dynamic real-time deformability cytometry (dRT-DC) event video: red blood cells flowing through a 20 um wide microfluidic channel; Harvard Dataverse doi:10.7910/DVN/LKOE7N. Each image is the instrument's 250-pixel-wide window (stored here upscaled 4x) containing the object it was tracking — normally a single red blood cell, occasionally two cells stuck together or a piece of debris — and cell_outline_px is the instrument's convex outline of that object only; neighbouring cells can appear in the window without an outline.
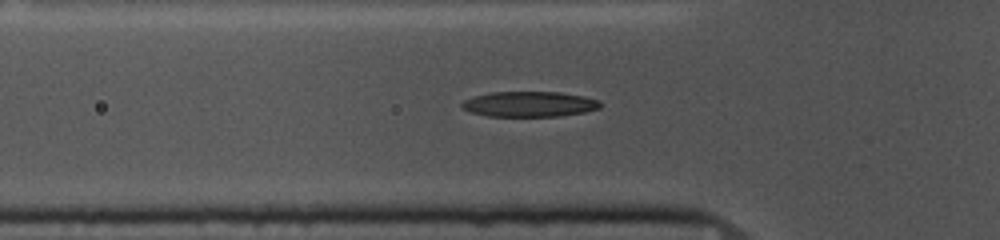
{"species": "common noctule bat (a hibernating species)", "species_latin": "Nyctalus noctula", "temperature_condition": "cold", "stored_images_in_passage": 40, "camera_frame_rate_fps": 3000, "um_per_image_px": 0.085, "animal": {"sex": "female", "body_mass_g": 10.0, "forearm_length_mm": 53.1}, "frame": {"image": 1, "passage_image": 9, "time_ms": 2.667, "image_size_px": [1000, 240], "cell_outline_px": [[600, 108], [584, 112], [560, 116], [488, 116], [472, 112], [460, 108], [460, 104], [464, 100], [476, 96], [492, 92], [560, 92], [584, 96], [600, 100]], "centroid_in_image_um": [45.0, 8.85], "position_along_channel_um": 80.8, "area_um2": 20.4}}
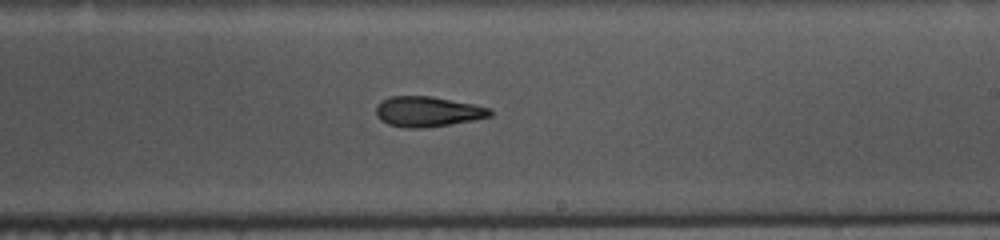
{"frame": {"image": 2, "passage_image": 23, "time_ms": 7.333, "image_size_px": [1000, 240], "cell_outline_px": [[492, 116], [476, 120], [420, 128], [404, 128], [388, 124], [380, 120], [376, 116], [376, 104], [380, 100], [392, 96], [432, 96], [492, 108]], "centroid_in_image_um": [36.33, 9.48], "position_along_channel_um": 252.7, "area_um2": 20.23}}
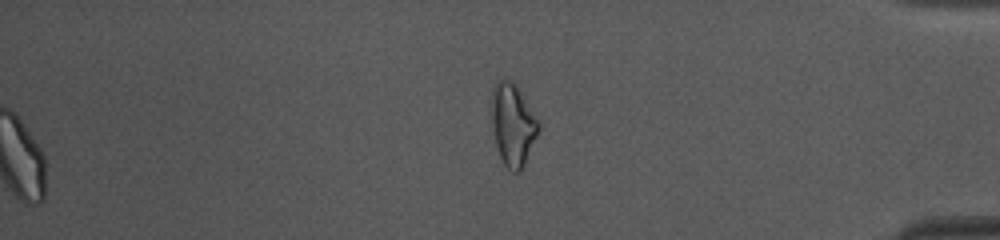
{"frame": {"image": 3, "passage_image": 37, "time_ms": 12.0, "image_size_px": [1000, 240], "cell_outline_px": [[540, 128], [524, 164], [520, 172], [512, 172], [504, 164], [500, 156], [496, 144], [492, 124], [492, 88], [496, 80], [512, 80], [540, 120]], "centroid_in_image_um": [43.6, 10.57], "position_along_channel_um": 391.6, "area_um2": 22.31}, "authors_computed_cell_mechanics": {"area_um2": 20.2878, "velocity_mm_per_s": 3.6685, "shape_relaxation_time_tau1_ms": 4.8278, "shape_relaxation_time_tau2_ms": 4.3167, "deformation_change_tau1": 0.1665, "deformation_change_tau2": 0.1391}}